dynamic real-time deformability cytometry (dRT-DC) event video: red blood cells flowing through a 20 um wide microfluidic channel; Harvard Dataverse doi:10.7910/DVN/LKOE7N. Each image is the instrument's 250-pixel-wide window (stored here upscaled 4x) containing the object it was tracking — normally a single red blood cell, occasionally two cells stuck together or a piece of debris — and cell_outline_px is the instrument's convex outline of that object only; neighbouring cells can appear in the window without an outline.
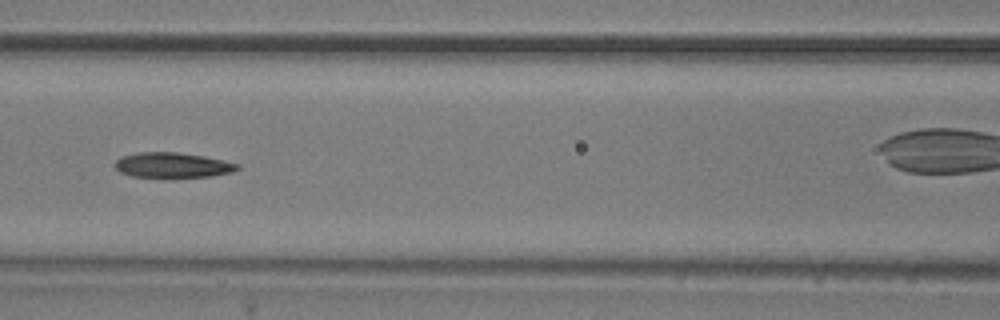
{"species": "common noctule bat (a hibernating species)", "species_latin": "Nyctalus noctula", "temperature_condition": "room temperature", "stored_images_in_passage": 9, "camera_frame_rate_fps": 3000, "um_per_image_px": 0.085, "animal": {"sex": "male", "body_mass_g": 20.5, "forearm_length_mm": 52.5}, "frame": {"image": 1, "passage_image": 7, "time_ms": 2.0, "image_size_px": [1000, 320], "cell_outline_px": [[240, 168], [232, 172], [212, 176], [132, 176], [120, 172], [112, 164], [120, 156], [136, 152], [176, 152], [204, 156], [240, 164]], "centroid_in_image_um": [14.63, 14.01], "position_along_channel_um": 152.0, "area_um2": 17.74}}